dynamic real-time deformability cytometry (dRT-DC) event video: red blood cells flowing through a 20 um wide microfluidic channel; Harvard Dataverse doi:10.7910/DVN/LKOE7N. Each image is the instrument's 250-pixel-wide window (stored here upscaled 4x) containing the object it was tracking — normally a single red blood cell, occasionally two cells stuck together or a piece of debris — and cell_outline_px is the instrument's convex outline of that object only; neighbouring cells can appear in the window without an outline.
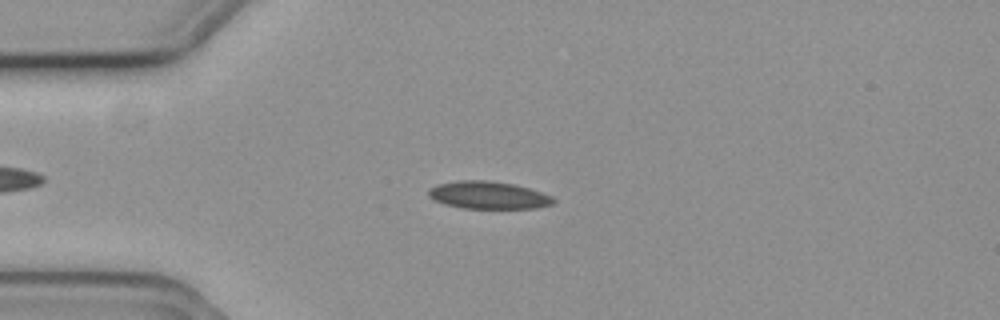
{"species": "common noctule bat (a hibernating species)", "species_latin": "Nyctalus noctula", "temperature_condition": "cold", "stored_images_in_passage": 45, "camera_frame_rate_fps": 3000, "um_per_image_px": 0.085, "animal": {"sex": "female", "body_mass_g": 19.3, "forearm_length_mm": 54.1}, "frame": {"image": 1, "passage_image": 7, "time_ms": 2.0, "image_size_px": [1000, 320], "cell_outline_px": [[556, 200], [552, 204], [536, 208], [464, 208], [444, 204], [428, 196], [428, 188], [436, 184], [460, 180], [488, 180], [512, 184], [528, 188], [552, 196]], "centroid_in_image_um": [41.48, 16.58], "position_along_channel_um": 43.5, "area_um2": 19.94}}
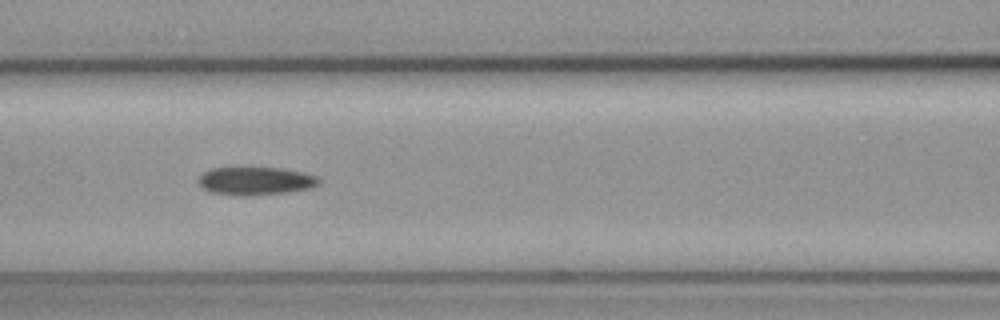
{"frame": {"image": 2, "passage_image": 17, "time_ms": 5.333, "image_size_px": [1000, 320], "cell_outline_px": [[320, 180], [312, 188], [288, 192], [252, 196], [236, 196], [212, 192], [204, 188], [200, 184], [200, 176], [204, 172], [212, 168], [280, 168], [300, 172], [316, 176]], "centroid_in_image_um": [21.73, 15.4], "position_along_channel_um": 144.9, "area_um2": 19.48}}
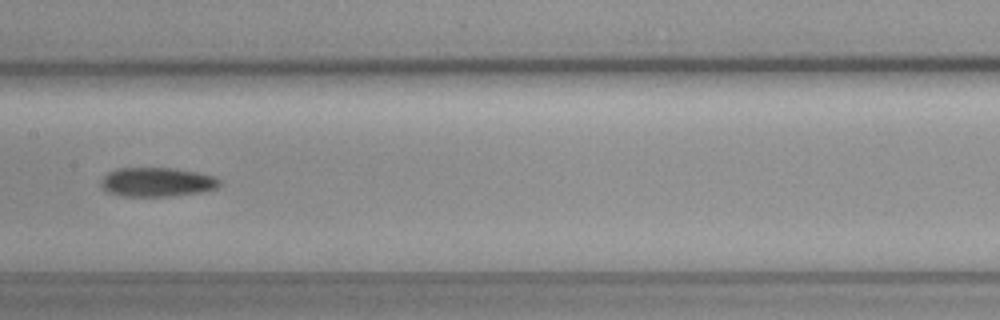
{"frame": {"image": 3, "passage_image": 21, "time_ms": 6.667, "image_size_px": [1000, 320], "cell_outline_px": [[220, 184], [216, 188], [200, 192], [168, 196], [124, 196], [108, 192], [100, 184], [104, 176], [108, 172], [116, 168], [176, 168], [196, 172], [212, 176], [220, 180]], "centroid_in_image_um": [13.33, 15.47], "position_along_channel_um": 194.1, "area_um2": 19.94}}